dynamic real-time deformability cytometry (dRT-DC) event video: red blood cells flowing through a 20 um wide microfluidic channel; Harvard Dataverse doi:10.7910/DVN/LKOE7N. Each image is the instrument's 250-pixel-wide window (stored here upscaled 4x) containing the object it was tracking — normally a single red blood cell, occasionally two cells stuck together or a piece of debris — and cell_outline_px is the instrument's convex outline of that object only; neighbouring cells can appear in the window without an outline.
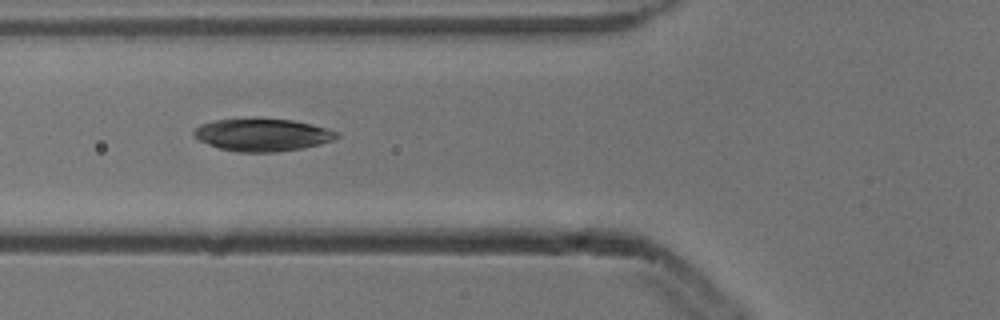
{"species": "common noctule bat (a hibernating species)", "species_latin": "Nyctalus noctula", "temperature_condition": "cold", "stored_images_in_passage": 9, "camera_frame_rate_fps": 3000, "um_per_image_px": 0.085, "animal": {"sex": "male", "body_mass_g": 13.3}, "frame": {"image": 1, "passage_image": 6, "time_ms": 1.667, "image_size_px": [1000, 320], "cell_outline_px": [[340, 136], [332, 140], [320, 144], [300, 148], [276, 152], [240, 152], [220, 148], [208, 144], [192, 136], [192, 132], [200, 124], [216, 120], [292, 120], [312, 124], [340, 132]], "centroid_in_image_um": [22.32, 11.48], "position_along_channel_um": 103.5, "area_um2": 26.53}}
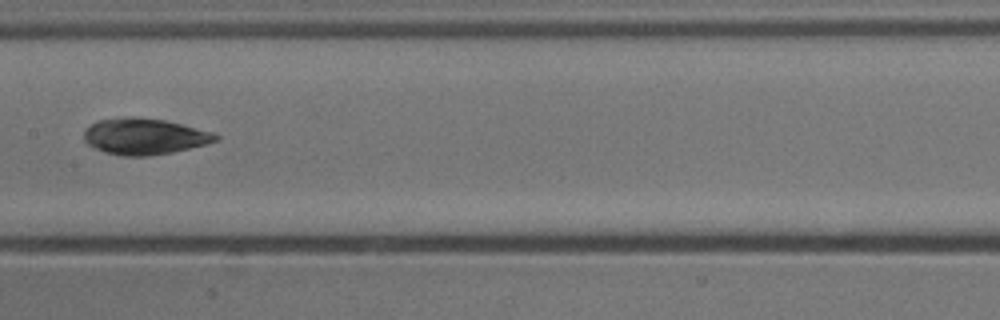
{"frame": {"image": 2, "passage_image": 8, "time_ms": 2.333, "image_size_px": [1000, 320], "cell_outline_px": [[220, 136], [216, 140], [204, 144], [172, 152], [148, 156], [120, 156], [104, 152], [92, 148], [84, 140], [84, 128], [100, 120], [124, 116], [128, 116], [164, 120], [212, 132]], "centroid_in_image_um": [12.2, 11.6], "position_along_channel_um": 195.2, "area_um2": 27.63}}
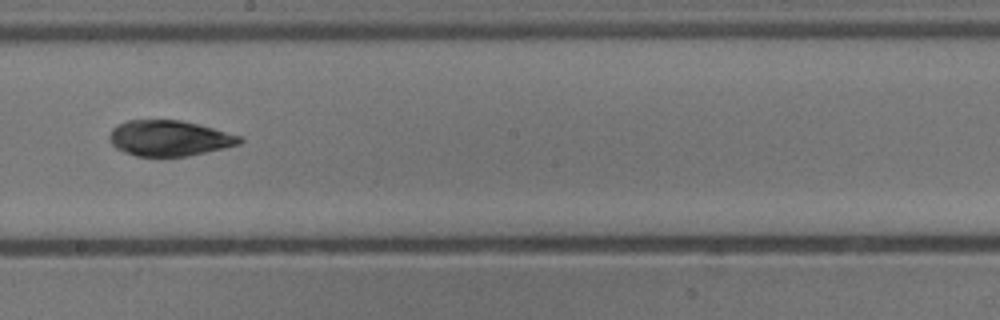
{"frame": {"image": 3, "passage_image": 9, "time_ms": 2.667, "image_size_px": [1000, 320], "cell_outline_px": [[244, 140], [240, 144], [224, 148], [188, 156], [136, 156], [124, 152], [116, 148], [108, 140], [108, 136], [112, 128], [128, 120], [180, 120], [244, 136]], "centroid_in_image_um": [14.4, 11.75], "position_along_channel_um": 233.8, "area_um2": 27.05}}